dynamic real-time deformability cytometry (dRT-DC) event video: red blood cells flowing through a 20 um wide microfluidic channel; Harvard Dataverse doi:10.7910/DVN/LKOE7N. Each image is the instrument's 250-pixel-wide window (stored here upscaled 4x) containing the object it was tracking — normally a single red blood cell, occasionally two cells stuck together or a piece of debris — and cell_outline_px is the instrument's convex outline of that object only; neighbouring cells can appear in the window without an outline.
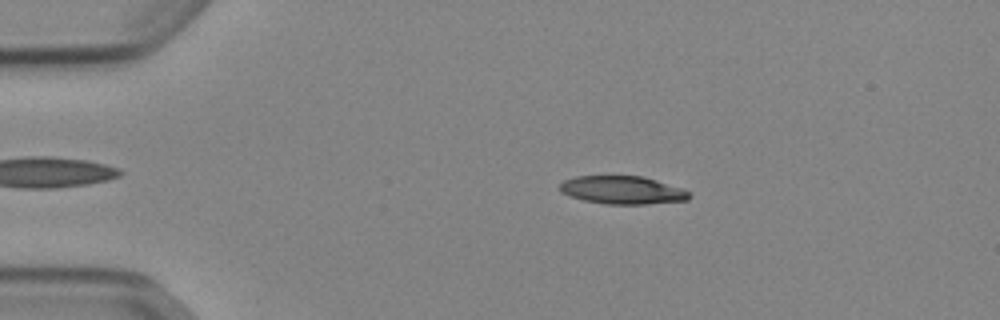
{"species": "Egyptian fruit bat (a non-hibernating species)", "species_latin": "Rousettus aegyptiacus", "temperature_condition": "cold", "stored_images_in_passage": 52, "camera_frame_rate_fps": 3000, "um_per_image_px": 0.085, "animal": {"sex": "female"}, "frame": {"image": 1, "passage_image": 10, "time_ms": 3.0, "image_size_px": [1000, 320], "cell_outline_px": [[692, 196], [688, 200], [648, 204], [604, 204], [584, 200], [560, 192], [560, 184], [564, 180], [576, 176], [644, 176], [684, 188]], "centroid_in_image_um": [52.95, 16.15], "position_along_channel_um": 32.1, "area_um2": 21.27}}
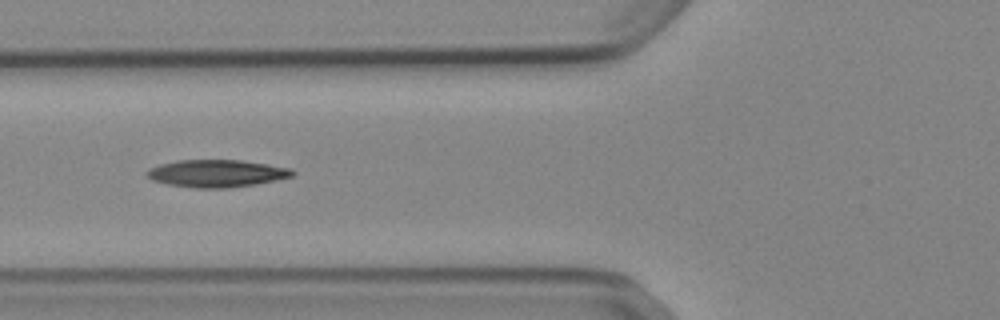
{"frame": {"image": 2, "passage_image": 20, "time_ms": 6.333, "image_size_px": [1000, 320], "cell_outline_px": [[296, 172], [292, 176], [276, 180], [256, 184], [228, 188], [192, 188], [168, 184], [152, 180], [144, 172], [148, 168], [160, 164], [176, 160], [240, 160], [268, 164], [292, 168]], "centroid_in_image_um": [18.41, 14.74], "position_along_channel_um": 107.4, "area_um2": 23.41}}
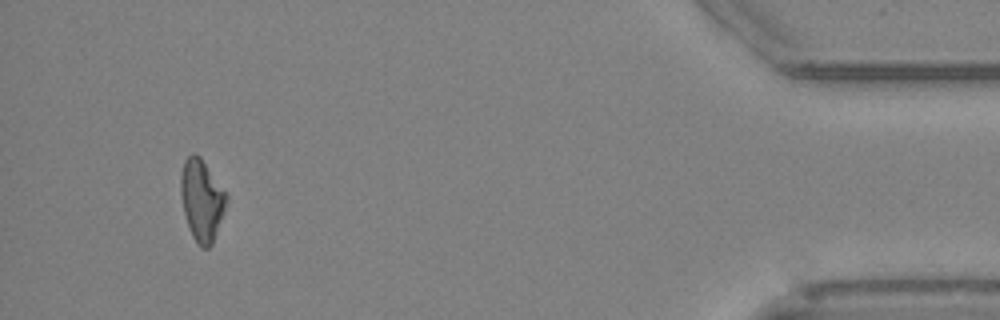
{"frame": {"image": 3, "passage_image": 49, "time_ms": 16.0, "image_size_px": [1000, 320], "cell_outline_px": [[228, 196], [224, 212], [212, 244], [208, 248], [200, 248], [192, 236], [188, 228], [184, 212], [180, 192], [180, 176], [184, 160], [192, 152], [200, 156]], "centroid_in_image_um": [17.13, 17.02], "position_along_channel_um": 418.1, "area_um2": 21.62}, "authors_computed_cell_mechanics": {"area_um2": 21.9062, "velocity_mm_per_s": 3.8881, "shape_relaxation_time_tau1_ms": 6.1346, "shape_relaxation_time_tau2_ms": null, "deformation_change_tau1": 0.1878, "deformation_change_tau2": null}}